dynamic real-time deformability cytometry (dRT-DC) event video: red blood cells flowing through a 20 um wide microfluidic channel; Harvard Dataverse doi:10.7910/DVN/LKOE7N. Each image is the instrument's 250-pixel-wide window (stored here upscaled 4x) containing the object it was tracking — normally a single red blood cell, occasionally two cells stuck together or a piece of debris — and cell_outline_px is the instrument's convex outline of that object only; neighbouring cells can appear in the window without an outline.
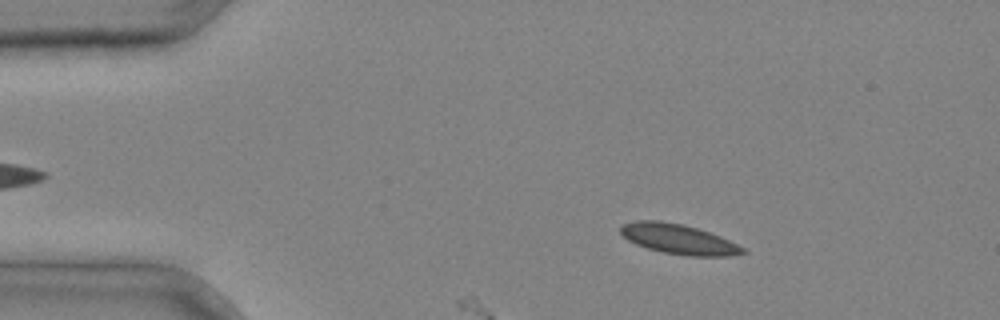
{"species": "common noctule bat (a hibernating species)", "species_latin": "Nyctalus noctula", "temperature_condition": "cold", "stored_images_in_passage": 5, "camera_frame_rate_fps": 3000, "um_per_image_px": 0.085, "animal": {"sex": "male", "body_mass_g": 20.4}, "frame": {"image": 1, "passage_image": 1, "time_ms": 0.0, "image_size_px": [1000, 320], "cell_outline_px": [[748, 252], [728, 256], [688, 256], [664, 252], [648, 248], [636, 244], [628, 240], [620, 232], [620, 228], [624, 224], [636, 220], [660, 220], [684, 224], [720, 236], [744, 248]], "centroid_in_image_um": [57.67, 20.32], "position_along_channel_um": 27.3, "area_um2": 21.15}}
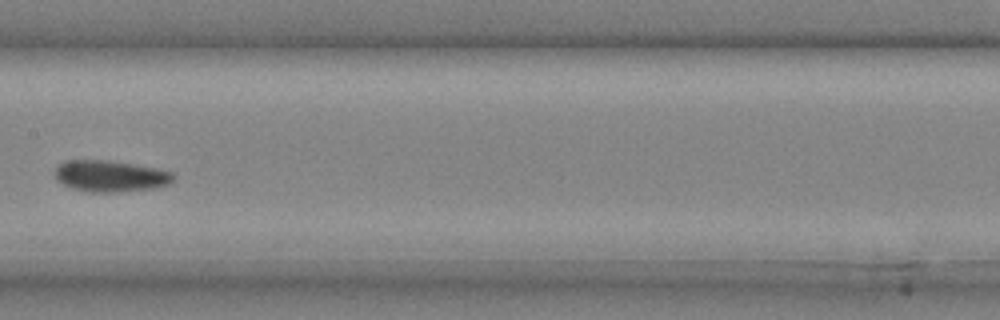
{"frame": {"image": 2, "passage_image": 5, "time_ms": 1.333, "image_size_px": [1000, 320], "cell_outline_px": [[176, 176], [172, 184], [152, 188], [116, 192], [84, 192], [72, 188], [56, 180], [52, 172], [64, 160], [108, 160], [156, 168], [172, 172]], "centroid_in_image_um": [9.37, 14.97], "position_along_channel_um": 198.0, "area_um2": 21.91}}